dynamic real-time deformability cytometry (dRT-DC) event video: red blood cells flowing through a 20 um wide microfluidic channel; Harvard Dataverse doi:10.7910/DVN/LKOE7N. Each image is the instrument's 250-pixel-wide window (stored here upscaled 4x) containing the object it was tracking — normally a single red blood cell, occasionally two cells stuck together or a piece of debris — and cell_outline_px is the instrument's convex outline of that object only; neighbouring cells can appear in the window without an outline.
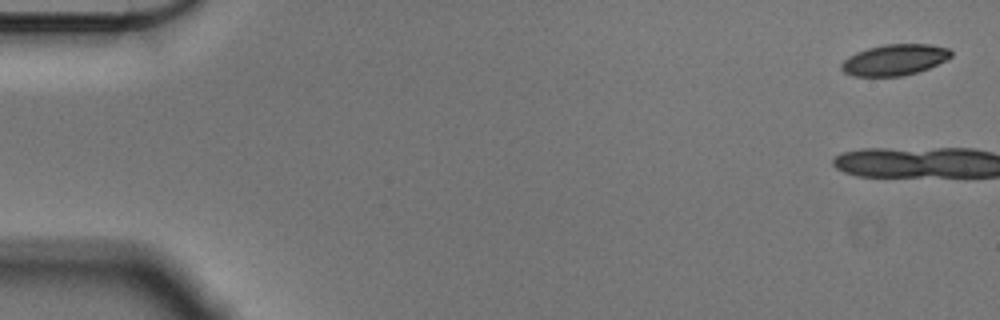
{"species": "Egyptian fruit bat (a non-hibernating species)", "species_latin": "Rousettus aegyptiacus", "temperature_condition": "cold", "stored_images_in_passage": 3, "camera_frame_rate_fps": 3000, "um_per_image_px": 0.085, "animal": {"sex": "male"}, "frame": {"image": 1, "passage_image": 1, "time_ms": 0.0, "image_size_px": [1000, 320], "cell_outline_px": [[952, 56], [928, 68], [904, 76], [852, 76], [844, 72], [840, 68], [840, 64], [848, 56], [856, 52], [868, 48], [884, 44], [932, 44], [948, 48], [952, 52]], "centroid_in_image_um": [76.01, 5.08], "position_along_channel_um": 9.0, "area_um2": 19.83}}